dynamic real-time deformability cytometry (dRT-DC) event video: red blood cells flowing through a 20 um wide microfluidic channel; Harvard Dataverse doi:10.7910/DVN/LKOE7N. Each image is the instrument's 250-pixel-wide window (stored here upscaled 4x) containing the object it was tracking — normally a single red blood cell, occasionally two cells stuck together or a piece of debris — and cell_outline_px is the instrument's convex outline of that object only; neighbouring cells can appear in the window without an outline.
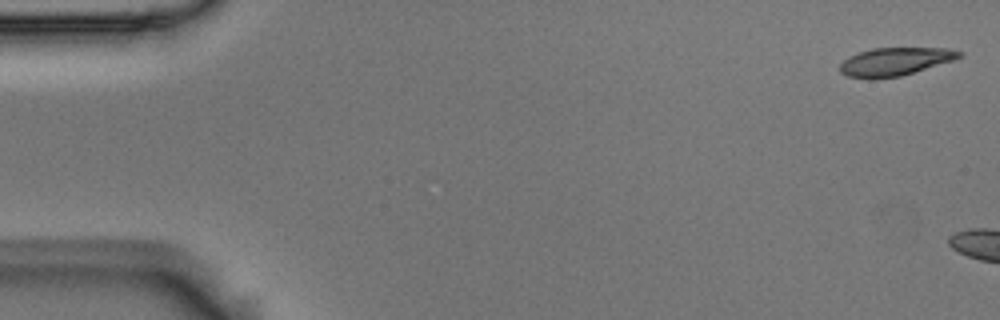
{"species": "Egyptian fruit bat (a non-hibernating species)", "species_latin": "Rousettus aegyptiacus", "temperature_condition": "room temperature", "stored_images_in_passage": 6, "camera_frame_rate_fps": 3000, "um_per_image_px": 0.085, "animal": {"sex": "male"}, "frame": {"image": 1, "passage_image": 1, "time_ms": 0.0, "image_size_px": [1000, 320], "cell_outline_px": [[964, 56], [952, 60], [900, 76], [868, 80], [848, 76], [840, 72], [840, 64], [848, 56], [872, 48], [948, 48], [964, 52]], "centroid_in_image_um": [76.05, 5.24], "position_along_channel_um": 8.9, "area_um2": 19.54}}